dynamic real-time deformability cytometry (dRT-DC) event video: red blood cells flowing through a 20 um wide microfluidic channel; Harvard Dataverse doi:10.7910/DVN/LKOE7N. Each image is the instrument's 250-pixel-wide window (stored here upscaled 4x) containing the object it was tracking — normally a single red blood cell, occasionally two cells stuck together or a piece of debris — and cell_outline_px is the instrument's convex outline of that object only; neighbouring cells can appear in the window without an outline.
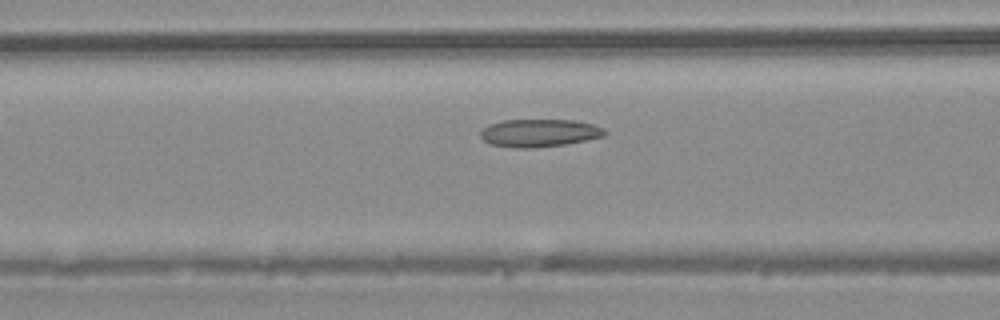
{"species": "common noctule bat (a hibernating species)", "species_latin": "Nyctalus noctula", "temperature_condition": "warm", "stored_images_in_passage": 12, "camera_frame_rate_fps": 3000, "um_per_image_px": 0.085, "animal": {"sex": "male", "body_mass_g": 20.4}, "frame": {"image": 1, "passage_image": 10, "time_ms": 3.0, "image_size_px": [1000, 320], "cell_outline_px": [[608, 132], [604, 136], [564, 144], [536, 148], [516, 148], [488, 144], [480, 136], [480, 132], [488, 124], [504, 120], [576, 120], [592, 124], [604, 128]], "centroid_in_image_um": [45.82, 11.3], "position_along_channel_um": 120.8, "area_um2": 20.17}}